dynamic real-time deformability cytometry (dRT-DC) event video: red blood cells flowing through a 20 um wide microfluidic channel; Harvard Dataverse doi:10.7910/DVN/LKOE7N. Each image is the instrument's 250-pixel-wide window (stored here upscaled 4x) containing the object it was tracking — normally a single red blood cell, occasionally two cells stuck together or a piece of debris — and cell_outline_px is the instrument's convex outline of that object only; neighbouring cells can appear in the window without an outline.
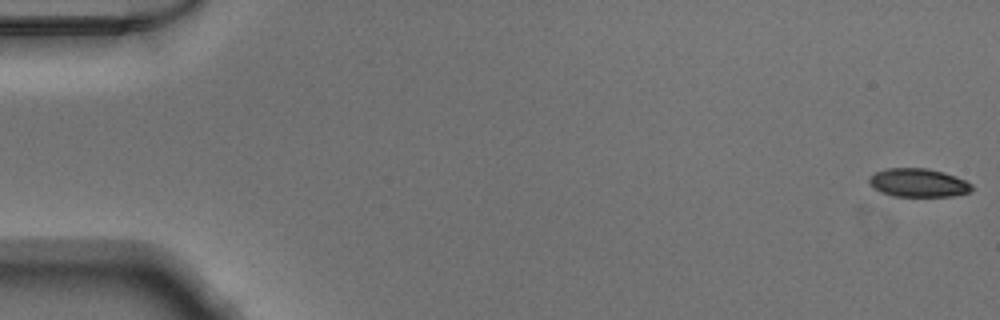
{"species": "Egyptian fruit bat (a non-hibernating species)", "species_latin": "Rousettus aegyptiacus", "temperature_condition": "warm", "stored_images_in_passage": 51, "camera_frame_rate_fps": 3000, "um_per_image_px": 0.085, "animal": {"sex": "male"}, "frame": {"image": 1, "passage_image": 1, "time_ms": 0.0, "image_size_px": [1000, 320], "cell_outline_px": [[972, 192], [952, 196], [892, 196], [880, 192], [872, 188], [868, 184], [868, 176], [884, 168], [928, 168], [944, 172], [956, 176], [972, 184]], "centroid_in_image_um": [78.01, 15.53], "position_along_channel_um": 7.0, "area_um2": 17.34}}
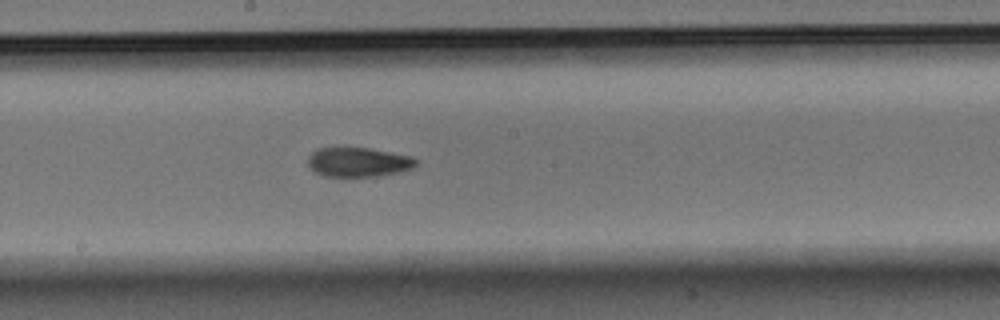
{"frame": {"image": 2, "passage_image": 28, "time_ms": 9.0, "image_size_px": [1000, 320], "cell_outline_px": [[416, 164], [412, 168], [380, 176], [324, 176], [308, 168], [308, 156], [316, 148], [368, 148], [412, 156], [416, 160]], "centroid_in_image_um": [30.41, 13.78], "position_along_channel_um": 217.8, "area_um2": 18.38}}
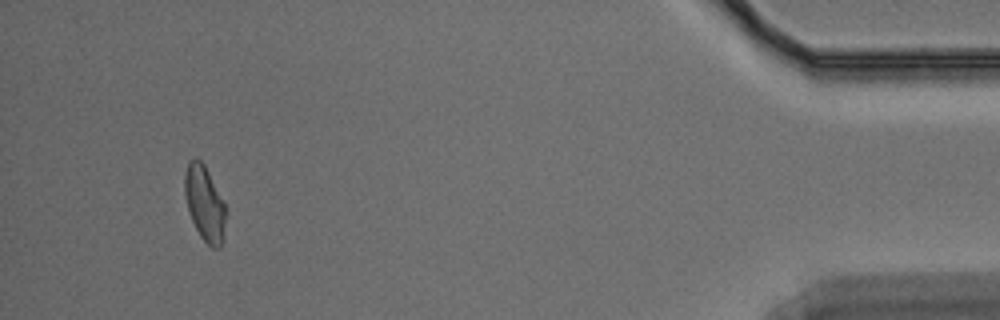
{"frame": {"image": 3, "passage_image": 48, "time_ms": 15.667, "image_size_px": [1000, 320], "cell_outline_px": [[228, 212], [220, 248], [212, 248], [200, 236], [188, 212], [184, 196], [184, 172], [188, 160], [200, 160], [204, 164], [224, 200]], "centroid_in_image_um": [17.4, 17.28], "position_along_channel_um": 417.8, "area_um2": 18.32}}